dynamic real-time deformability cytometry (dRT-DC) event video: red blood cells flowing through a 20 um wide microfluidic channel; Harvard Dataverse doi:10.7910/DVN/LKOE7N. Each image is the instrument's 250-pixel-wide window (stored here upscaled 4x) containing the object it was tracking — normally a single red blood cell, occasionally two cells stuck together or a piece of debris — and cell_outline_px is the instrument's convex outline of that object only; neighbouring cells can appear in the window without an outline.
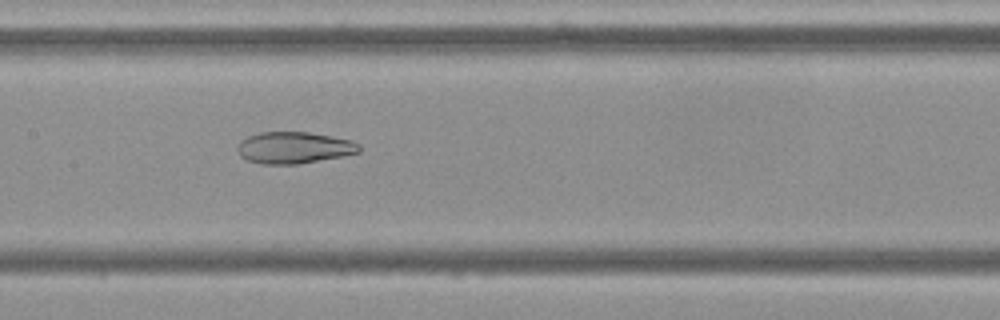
{"species": "Egyptian fruit bat (a non-hibernating species)", "species_latin": "Rousettus aegyptiacus", "temperature_condition": "cold", "stored_images_in_passage": 45, "camera_frame_rate_fps": 3000, "um_per_image_px": 0.085, "frame": {"image": 1, "passage_image": 17, "time_ms": 5.333, "image_size_px": [1000, 320], "cell_outline_px": [[360, 152], [344, 156], [296, 164], [260, 164], [248, 160], [240, 156], [236, 148], [240, 140], [248, 136], [260, 132], [308, 132], [332, 136], [352, 140], [360, 144]], "centroid_in_image_um": [24.99, 12.55], "position_along_channel_um": 182.4, "area_um2": 22.6}}
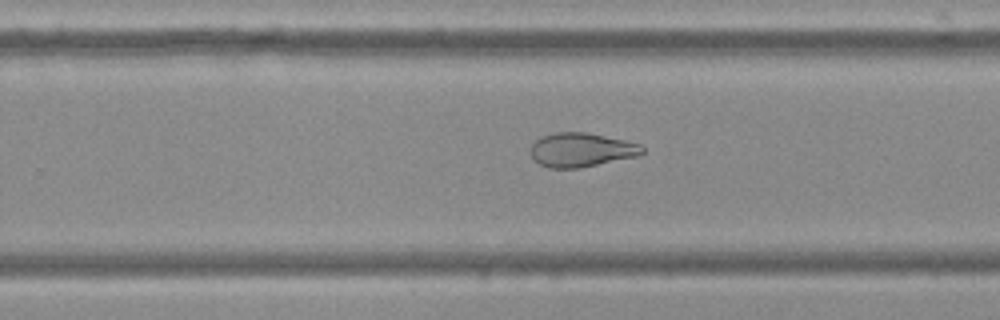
{"frame": {"image": 2, "passage_image": 25, "time_ms": 8.0, "image_size_px": [1000, 320], "cell_outline_px": [[644, 152], [640, 156], [580, 168], [548, 168], [540, 164], [532, 156], [528, 148], [540, 136], [556, 132], [584, 132], [624, 140], [640, 144], [644, 148]], "centroid_in_image_um": [49.41, 12.74], "position_along_channel_um": 280.4, "area_um2": 22.31}}
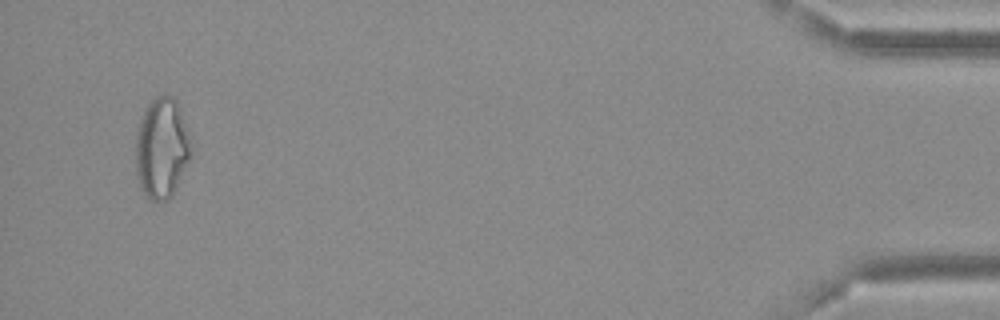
{"frame": {"image": 3, "passage_image": 43, "time_ms": 14.0, "image_size_px": [1000, 320], "cell_outline_px": [[192, 156], [172, 196], [164, 200], [152, 200], [144, 196], [140, 188], [136, 176], [136, 132], [140, 120], [148, 104], [156, 96], [168, 92], [176, 96], [180, 104], [188, 128], [192, 152]], "centroid_in_image_um": [13.77, 12.54], "position_along_channel_um": 421.4, "area_um2": 33.35}, "authors_computed_cell_mechanics": {"area_um2": 26.7036, "velocity_mm_per_s": 3.6827, "shape_relaxation_time_tau1_ms": null, "shape_relaxation_time_tau2_ms": 2.7396, "deformation_change_tau1": null, "deformation_change_tau2": 0.096}}